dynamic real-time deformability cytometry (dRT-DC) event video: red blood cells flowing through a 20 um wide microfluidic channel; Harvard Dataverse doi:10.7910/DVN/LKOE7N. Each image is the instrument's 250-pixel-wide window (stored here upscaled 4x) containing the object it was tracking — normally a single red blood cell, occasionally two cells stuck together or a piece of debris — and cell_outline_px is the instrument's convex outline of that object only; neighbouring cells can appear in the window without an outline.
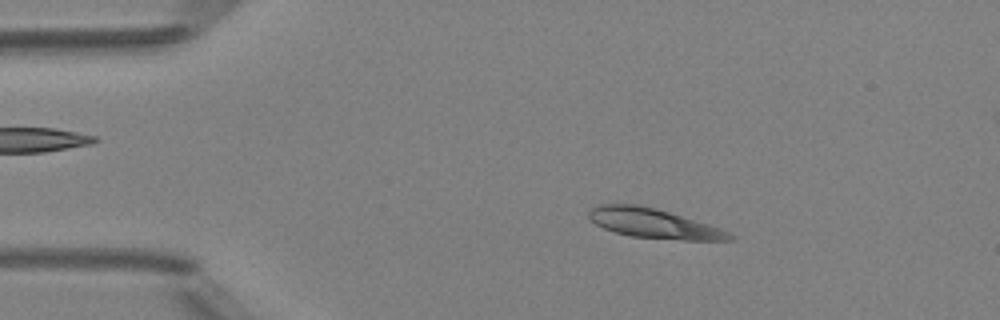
{"species": "Egyptian fruit bat (a non-hibernating species)", "species_latin": "Rousettus aegyptiacus", "temperature_condition": "room temperature", "stored_images_in_passage": 5, "camera_frame_rate_fps": 3000, "um_per_image_px": 0.085, "animal": {"sex": "female"}, "frame": {"image": 1, "passage_image": 2, "time_ms": 1.333, "image_size_px": [1000, 320], "cell_outline_px": [[736, 240], [680, 240], [628, 236], [604, 228], [596, 224], [588, 216], [588, 212], [596, 204], [640, 204], [656, 208], [708, 224], [720, 228], [736, 236]], "centroid_in_image_um": [55.57, 18.99], "position_along_channel_um": 29.4, "area_um2": 24.28}}
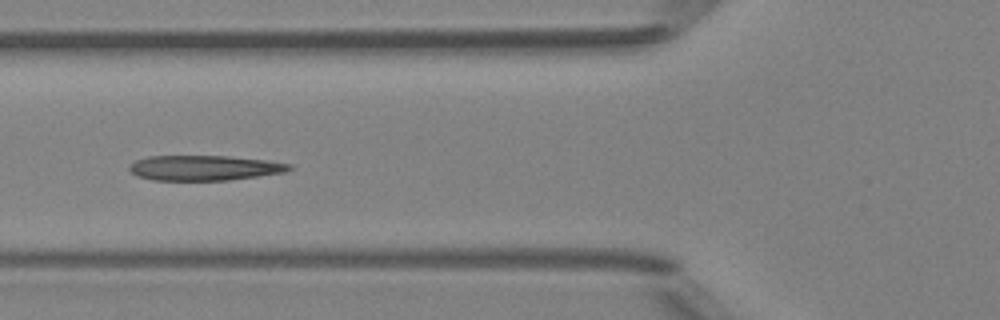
{"frame": {"image": 2, "passage_image": 5, "time_ms": 4.667, "image_size_px": [1000, 320], "cell_outline_px": [[292, 168], [284, 172], [228, 180], [152, 180], [136, 176], [128, 168], [136, 160], [148, 156], [228, 156], [268, 160], [292, 164]], "centroid_in_image_um": [17.36, 14.26], "position_along_channel_um": 108.4, "area_um2": 23.29}}